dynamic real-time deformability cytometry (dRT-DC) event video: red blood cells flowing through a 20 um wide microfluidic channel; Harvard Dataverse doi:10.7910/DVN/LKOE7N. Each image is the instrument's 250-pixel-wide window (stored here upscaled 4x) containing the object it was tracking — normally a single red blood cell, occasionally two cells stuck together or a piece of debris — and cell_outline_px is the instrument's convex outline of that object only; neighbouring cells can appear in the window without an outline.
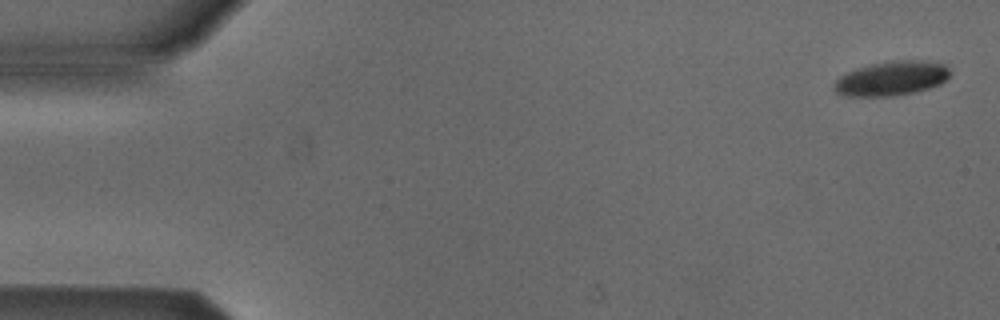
{"species": "Egyptian fruit bat (a non-hibernating species)", "species_latin": "Rousettus aegyptiacus", "temperature_condition": "cold", "stored_images_in_passage": 4, "camera_frame_rate_fps": 3000, "um_per_image_px": 0.085, "animal": {"sex": "male"}, "frame": {"image": 1, "passage_image": 1, "time_ms": 0.0, "image_size_px": [1000, 320], "cell_outline_px": [[948, 76], [940, 84], [928, 88], [912, 92], [892, 96], [848, 96], [836, 92], [832, 88], [836, 80], [840, 76], [856, 68], [872, 64], [892, 60], [928, 60], [944, 64], [948, 68]], "centroid_in_image_um": [75.76, 6.65], "position_along_channel_um": 9.2, "area_um2": 23.06}}
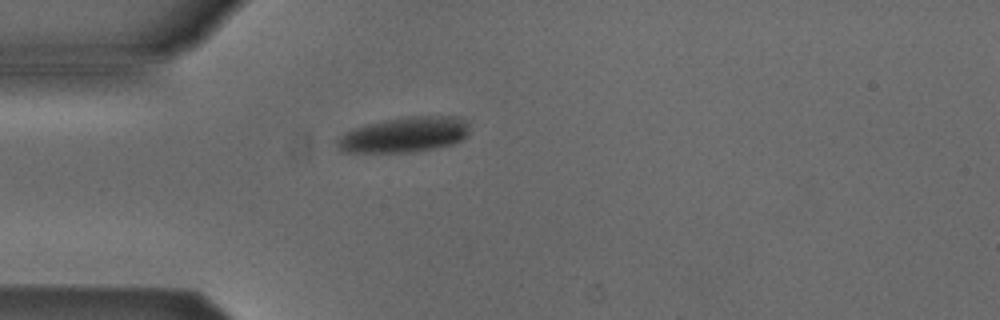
{"frame": {"image": 2, "passage_image": 4, "time_ms": 4.333, "image_size_px": [1000, 320], "cell_outline_px": [[468, 132], [460, 140], [452, 144], [412, 152], [340, 152], [336, 144], [336, 140], [344, 132], [352, 128], [384, 120], [408, 116], [460, 116], [468, 120]], "centroid_in_image_um": [34.34, 11.44], "position_along_channel_um": 50.7, "area_um2": 27.28}}